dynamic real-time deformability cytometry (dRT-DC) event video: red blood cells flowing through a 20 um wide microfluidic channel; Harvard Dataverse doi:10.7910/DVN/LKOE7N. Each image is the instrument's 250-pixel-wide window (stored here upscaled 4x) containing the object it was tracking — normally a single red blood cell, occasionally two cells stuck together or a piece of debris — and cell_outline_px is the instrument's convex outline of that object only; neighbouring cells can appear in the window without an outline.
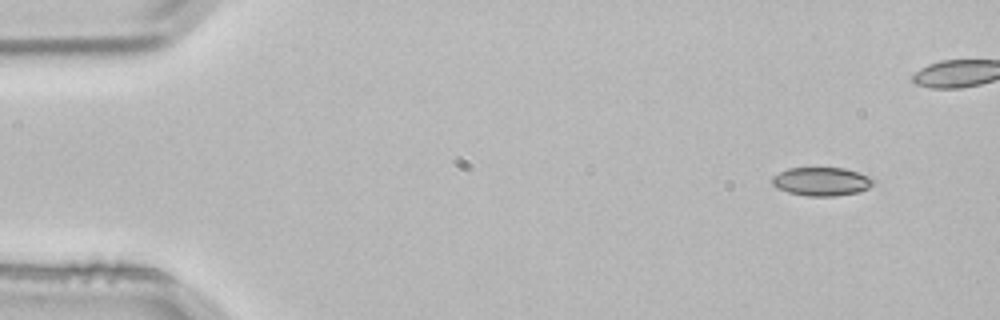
{"species": "common noctule bat (a hibernating species)", "species_latin": "Nyctalus noctula", "temperature_condition": "room temperature", "stored_images_in_passage": 4, "camera_frame_rate_fps": 3000, "um_per_image_px": 0.085, "animal": {"sex": "male", "body_mass_g": 21.5, "forearm_length_mm": 52.0}, "frame": {"image": 1, "passage_image": 1, "time_ms": 0.0, "image_size_px": [1000, 320], "cell_outline_px": [[876, 184], [860, 192], [836, 196], [808, 196], [788, 192], [776, 188], [772, 184], [772, 176], [788, 168], [844, 168], [860, 172], [872, 176], [876, 180]], "centroid_in_image_um": [69.9, 15.43], "position_along_channel_um": 15.1, "area_um2": 17.17}}